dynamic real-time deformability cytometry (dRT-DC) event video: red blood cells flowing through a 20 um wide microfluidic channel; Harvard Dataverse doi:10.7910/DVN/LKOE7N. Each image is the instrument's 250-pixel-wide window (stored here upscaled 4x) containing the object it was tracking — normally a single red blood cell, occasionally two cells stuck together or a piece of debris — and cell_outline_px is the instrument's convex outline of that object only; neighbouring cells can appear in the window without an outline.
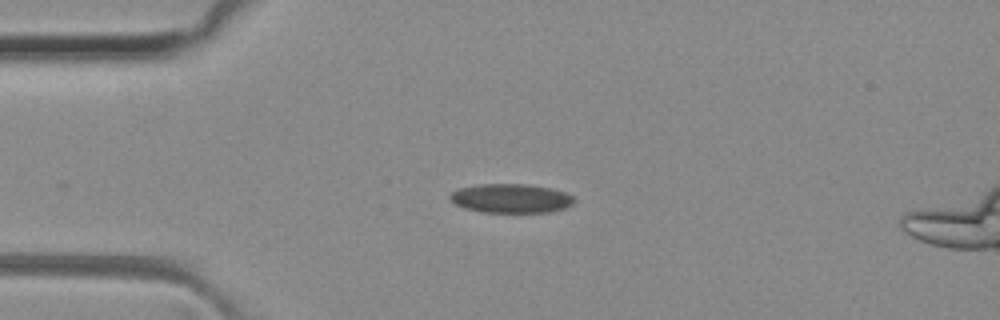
{"species": "common noctule bat (a hibernating species)", "species_latin": "Nyctalus noctula", "temperature_condition": "room temperature", "stored_images_in_passage": 45, "camera_frame_rate_fps": 3000, "um_per_image_px": 0.085, "animal": {"sex": "female", "body_mass_g": 29.2, "forearm_length_mm": 56.3}, "frame": {"image": 1, "passage_image": 1, "time_ms": 0.0, "image_size_px": [1000, 320], "cell_outline_px": [[576, 200], [572, 204], [564, 208], [548, 212], [484, 212], [464, 208], [456, 204], [448, 196], [452, 192], [460, 188], [480, 184], [528, 184], [552, 188], [568, 192]], "centroid_in_image_um": [43.47, 16.85], "position_along_channel_um": 41.5, "area_um2": 21.04}}
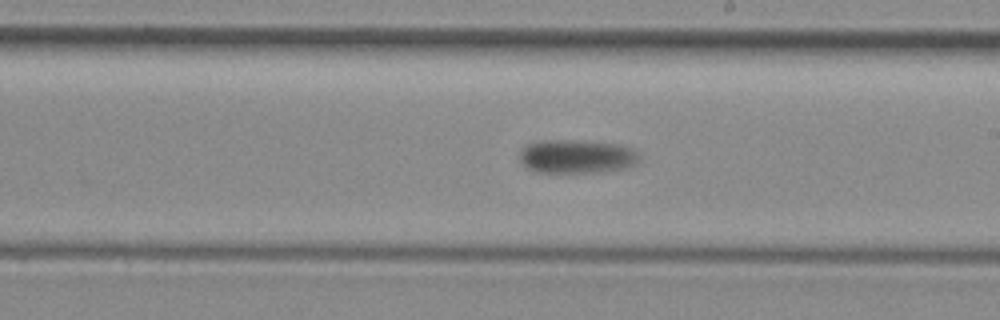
{"frame": {"image": 2, "passage_image": 19, "time_ms": 6.0, "image_size_px": [1000, 320], "cell_outline_px": [[640, 160], [636, 164], [628, 168], [600, 172], [536, 172], [528, 168], [520, 160], [520, 148], [528, 144], [540, 140], [572, 140], [620, 144], [632, 148], [636, 152]], "centroid_in_image_um": [49.03, 13.3], "position_along_channel_um": 240.0, "area_um2": 23.64}}
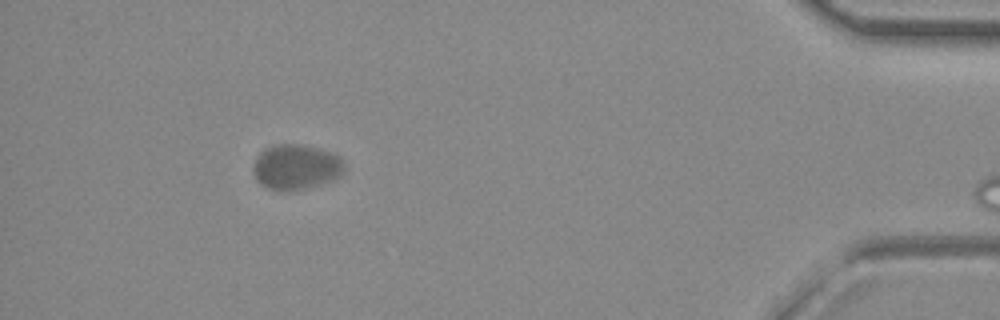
{"frame": {"image": 3, "passage_image": 42, "time_ms": 13.667, "image_size_px": [1000, 320], "cell_outline_px": [[344, 168], [340, 176], [332, 180], [320, 184], [288, 192], [284, 192], [268, 188], [260, 184], [256, 180], [252, 172], [252, 168], [256, 156], [264, 148], [276, 144], [300, 144], [320, 148], [332, 152], [340, 156], [344, 160]], "centroid_in_image_um": [25.14, 14.19], "position_along_channel_um": 410.1, "area_um2": 24.45}, "authors_computed_cell_mechanics": {"area_um2": 23.5246, "velocity_mm_per_s": 3.5541, "shape_relaxation_time_tau1_ms": 5.4316, "shape_relaxation_time_tau2_ms": null, "deformation_change_tau1": 0.0748, "deformation_change_tau2": null}}